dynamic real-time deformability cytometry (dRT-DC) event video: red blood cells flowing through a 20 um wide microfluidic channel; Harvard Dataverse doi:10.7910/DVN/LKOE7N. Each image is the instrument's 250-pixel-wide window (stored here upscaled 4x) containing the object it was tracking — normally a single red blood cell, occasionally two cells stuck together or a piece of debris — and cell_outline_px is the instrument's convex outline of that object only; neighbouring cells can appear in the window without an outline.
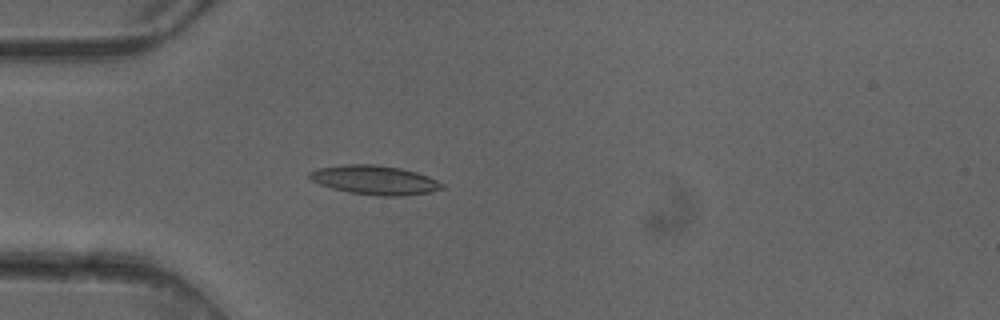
{"species": "common noctule bat (a hibernating species)", "species_latin": "Nyctalus noctula", "temperature_condition": "cold", "stored_images_in_passage": 5, "camera_frame_rate_fps": 3000, "um_per_image_px": 0.085, "animal": {"sex": "female"}, "frame": {"image": 1, "passage_image": 5, "time_ms": 1.333, "image_size_px": [1000, 320], "cell_outline_px": [[444, 188], [432, 192], [404, 196], [376, 196], [348, 192], [332, 188], [320, 184], [312, 180], [308, 176], [308, 172], [316, 168], [344, 164], [376, 164], [400, 168], [416, 172], [428, 176], [444, 184]], "centroid_in_image_um": [31.85, 15.3], "position_along_channel_um": 53.2, "area_um2": 22.72}}